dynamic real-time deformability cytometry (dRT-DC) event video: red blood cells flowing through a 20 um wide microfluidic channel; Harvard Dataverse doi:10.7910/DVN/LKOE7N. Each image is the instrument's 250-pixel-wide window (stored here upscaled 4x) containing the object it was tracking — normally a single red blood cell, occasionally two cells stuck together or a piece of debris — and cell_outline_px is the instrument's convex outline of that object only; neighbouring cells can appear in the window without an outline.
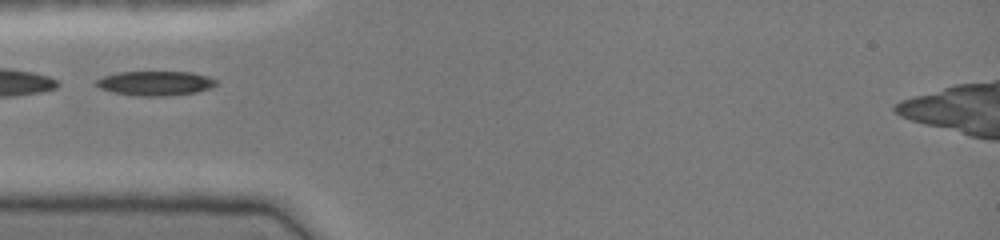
{"species": "common noctule bat (a hibernating species)", "species_latin": "Nyctalus noctula", "temperature_condition": "cold", "stored_images_in_passage": 25, "camera_frame_rate_fps": 3000, "um_per_image_px": 0.085, "animal": {"sex": "female", "body_mass_g": 19.0, "forearm_length_mm": 51.5}, "frame": {"image": 1, "passage_image": 1, "time_ms": 0.0, "image_size_px": [1000, 240], "cell_outline_px": [[216, 84], [212, 88], [196, 92], [164, 96], [136, 96], [112, 92], [100, 88], [92, 84], [96, 80], [104, 76], [120, 72], [192, 72], [208, 76], [216, 80]], "centroid_in_image_um": [13.18, 7.08], "position_along_channel_um": 71.8, "area_um2": 17.17}}
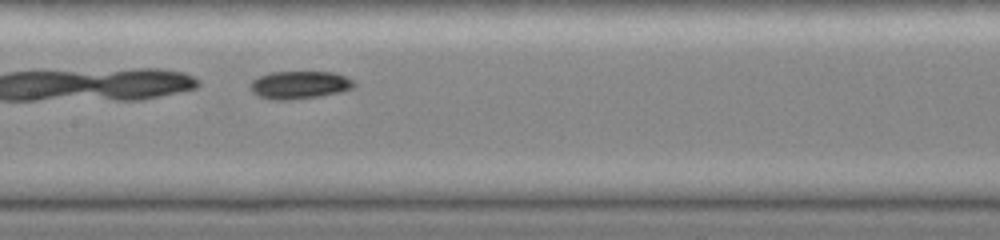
{"frame": {"image": 2, "passage_image": 9, "time_ms": 2.667, "image_size_px": [1000, 240], "cell_outline_px": [[356, 84], [352, 88], [340, 92], [320, 96], [292, 100], [272, 100], [260, 96], [252, 92], [248, 84], [252, 80], [260, 76], [272, 72], [332, 72], [344, 76], [352, 80]], "centroid_in_image_um": [25.43, 7.23], "position_along_channel_um": 182.0, "area_um2": 16.82}}
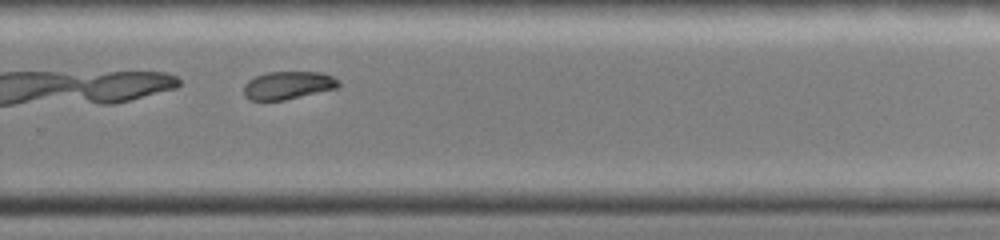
{"frame": {"image": 3, "passage_image": 18, "time_ms": 5.667, "image_size_px": [1000, 240], "cell_outline_px": [[340, 88], [284, 100], [248, 100], [244, 96], [244, 84], [248, 80], [256, 76], [268, 72], [320, 72], [332, 76], [340, 80]], "centroid_in_image_um": [24.51, 7.25], "position_along_channel_um": 305.3, "area_um2": 15.61}}